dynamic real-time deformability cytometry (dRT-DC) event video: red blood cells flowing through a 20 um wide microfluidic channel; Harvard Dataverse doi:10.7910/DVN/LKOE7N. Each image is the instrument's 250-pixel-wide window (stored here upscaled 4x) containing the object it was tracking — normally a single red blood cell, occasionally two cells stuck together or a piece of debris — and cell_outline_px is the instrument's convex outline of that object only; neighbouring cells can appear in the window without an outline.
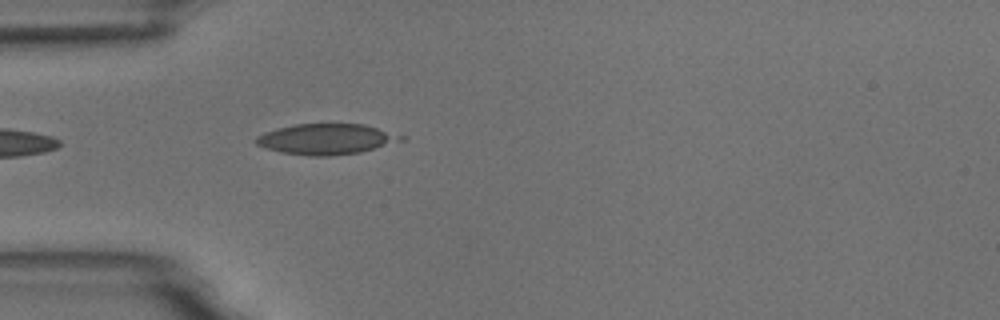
{"species": "common noctule bat (a hibernating species)", "species_latin": "Nyctalus noctula", "temperature_condition": "room temperature", "stored_images_in_passage": 3, "camera_frame_rate_fps": 3000, "um_per_image_px": 0.085, "animal": {"sex": "male", "body_mass_g": 18.8}, "frame": {"image": 1, "passage_image": 3, "time_ms": 2.333, "image_size_px": [1000, 320], "cell_outline_px": [[408, 140], [360, 152], [328, 156], [308, 156], [280, 152], [264, 148], [256, 144], [252, 140], [256, 136], [264, 132], [276, 128], [296, 124], [364, 124], [408, 136]], "centroid_in_image_um": [27.77, 11.82], "position_along_channel_um": 57.2, "area_um2": 26.36}}